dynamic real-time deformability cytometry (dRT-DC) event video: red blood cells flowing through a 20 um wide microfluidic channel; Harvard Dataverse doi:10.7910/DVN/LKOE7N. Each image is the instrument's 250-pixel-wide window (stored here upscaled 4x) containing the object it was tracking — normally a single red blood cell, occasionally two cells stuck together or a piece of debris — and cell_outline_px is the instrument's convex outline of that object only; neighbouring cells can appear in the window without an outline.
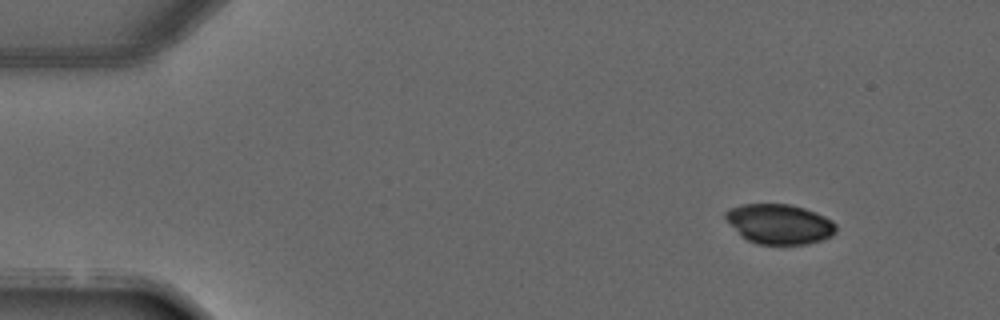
{"species": "common noctule bat (a hibernating species)", "species_latin": "Nyctalus noctula", "temperature_condition": "warm", "stored_images_in_passage": 3, "camera_frame_rate_fps": 3000, "um_per_image_px": 0.085, "animal": {"sex": "male", "forearm_length_mm": 52.5}, "frame": {"image": 1, "passage_image": 1, "time_ms": 0.0, "image_size_px": [1000, 320], "cell_outline_px": [[836, 232], [832, 236], [820, 240], [804, 244], [756, 244], [748, 240], [724, 216], [724, 212], [740, 204], [788, 204], [804, 208], [816, 212], [832, 220], [836, 224]], "centroid_in_image_um": [66.3, 19.03], "position_along_channel_um": 18.7, "area_um2": 25.32}}